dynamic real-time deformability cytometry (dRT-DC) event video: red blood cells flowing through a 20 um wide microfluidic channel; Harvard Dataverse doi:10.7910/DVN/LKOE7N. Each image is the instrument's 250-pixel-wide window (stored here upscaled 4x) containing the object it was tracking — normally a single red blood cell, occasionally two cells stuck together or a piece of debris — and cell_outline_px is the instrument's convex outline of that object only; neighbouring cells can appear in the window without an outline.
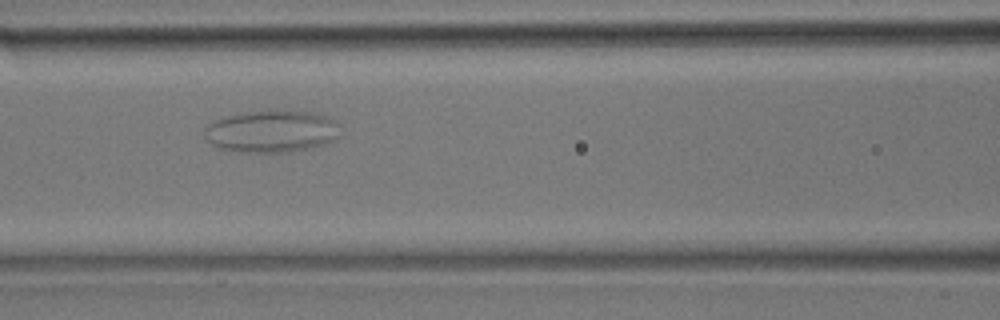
{"species": "common noctule bat (a hibernating species)", "species_latin": "Nyctalus noctula", "temperature_condition": "room temperature", "stored_images_in_passage": 47, "camera_frame_rate_fps": 3000, "um_per_image_px": 0.085, "animal": {"sex": "male", "body_mass_g": 17.9}, "frame": {"image": 1, "passage_image": 19, "time_ms": 6.0, "image_size_px": [1000, 320], "cell_outline_px": [[336, 140], [312, 148], [288, 152], [236, 152], [220, 148], [212, 144], [204, 136], [204, 128], [208, 124], [220, 116], [244, 112], [276, 108], [288, 108], [316, 112], [328, 116], [336, 120]], "centroid_in_image_um": [23.06, 11.12], "position_along_channel_um": 143.5, "area_um2": 34.39}}
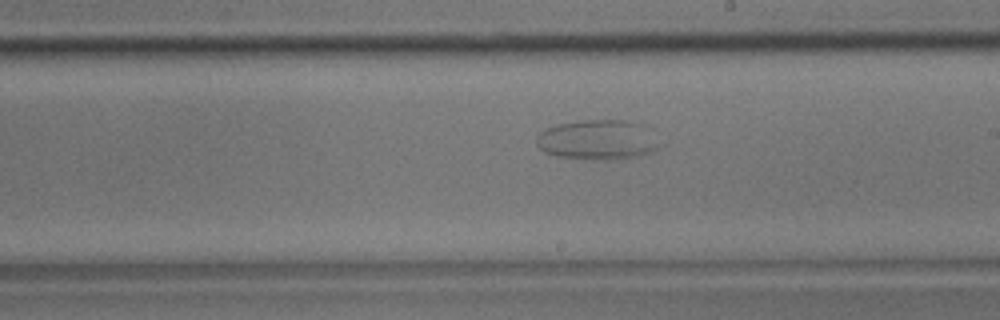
{"frame": {"image": 2, "passage_image": 26, "time_ms": 8.333, "image_size_px": [1000, 320], "cell_outline_px": [[668, 144], [648, 152], [632, 156], [560, 156], [544, 152], [536, 144], [536, 136], [540, 132], [556, 124], [580, 120], [628, 120], [648, 124]], "centroid_in_image_um": [50.95, 11.78], "position_along_channel_um": 238.1, "area_um2": 28.26}}
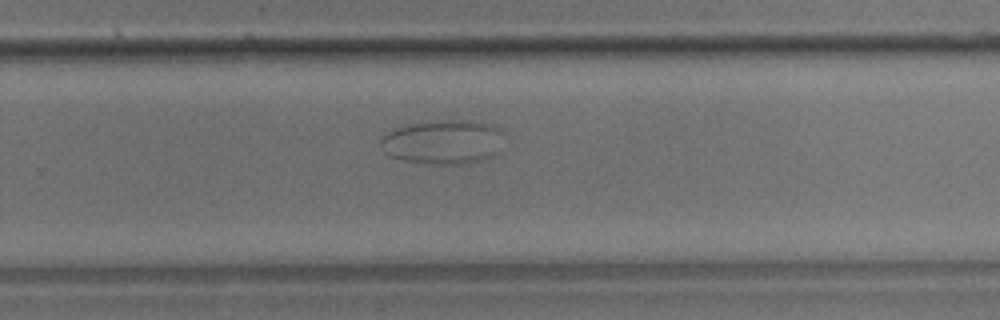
{"frame": {"image": 3, "passage_image": 30, "time_ms": 9.667, "image_size_px": [1000, 320], "cell_outline_px": [[500, 128], [496, 156], [484, 160], [468, 164], [444, 164], [404, 160], [392, 156], [384, 152], [380, 148], [380, 136], [384, 132], [392, 128], [408, 124], [440, 120], [472, 120], [488, 124]], "centroid_in_image_um": [37.59, 12.06], "position_along_channel_um": 292.2, "area_um2": 31.79}}